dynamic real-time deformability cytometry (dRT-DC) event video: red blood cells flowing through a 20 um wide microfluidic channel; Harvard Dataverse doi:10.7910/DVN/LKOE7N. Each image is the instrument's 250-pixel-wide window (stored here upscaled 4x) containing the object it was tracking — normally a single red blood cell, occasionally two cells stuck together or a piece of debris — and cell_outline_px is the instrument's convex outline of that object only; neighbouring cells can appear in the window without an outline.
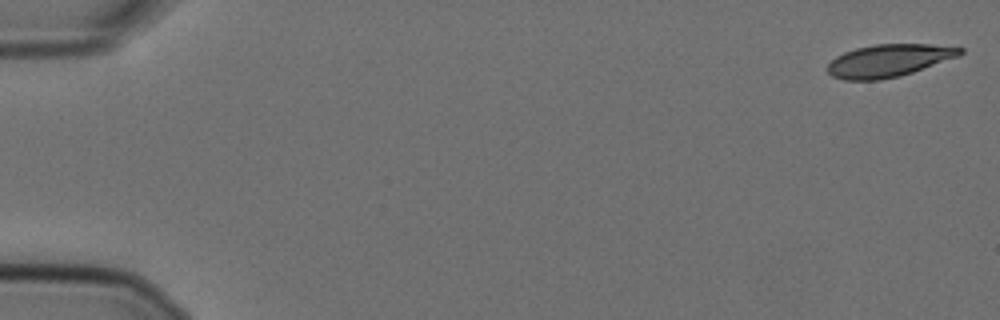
{"species": "Egyptian fruit bat (a non-hibernating species)", "species_latin": "Rousettus aegyptiacus", "temperature_condition": "cold", "stored_images_in_passage": 56, "camera_frame_rate_fps": 3000, "um_per_image_px": 0.085, "animal": {"sex": "female"}, "frame": {"image": 1, "passage_image": 1, "time_ms": 0.0, "image_size_px": [1000, 320], "cell_outline_px": [[964, 52], [960, 56], [900, 76], [880, 80], [844, 80], [832, 76], [828, 72], [828, 64], [836, 56], [844, 52], [856, 48], [876, 44], [932, 44], [964, 48]], "centroid_in_image_um": [75.56, 5.15], "position_along_channel_um": 9.4, "area_um2": 25.14}}
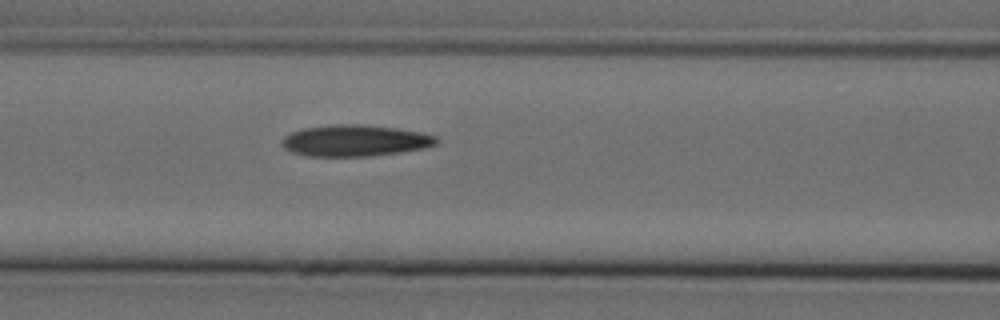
{"frame": {"image": 2, "passage_image": 24, "time_ms": 7.667, "image_size_px": [1000, 320], "cell_outline_px": [[440, 140], [436, 144], [424, 148], [400, 152], [372, 156], [308, 156], [292, 152], [284, 148], [280, 144], [280, 140], [284, 136], [292, 132], [304, 128], [332, 124], [364, 124], [396, 128], [420, 132], [436, 136]], "centroid_in_image_um": [30.16, 11.95], "position_along_channel_um": 136.4, "area_um2": 28.44}}
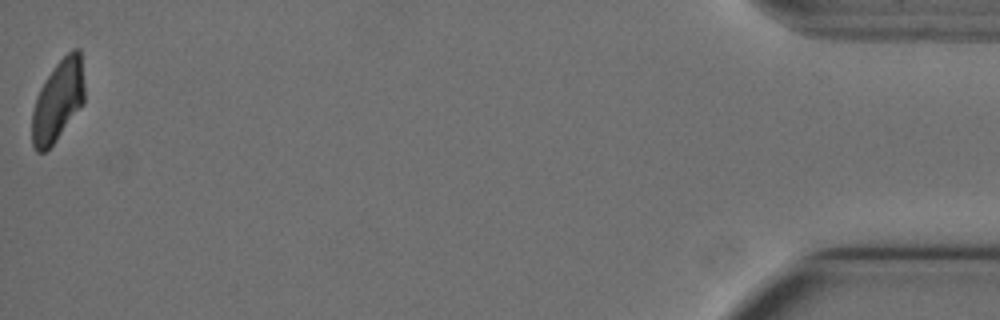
{"frame": {"image": 3, "passage_image": 56, "time_ms": 18.333, "image_size_px": [1000, 320], "cell_outline_px": [[84, 104], [56, 140], [44, 152], [36, 152], [32, 144], [32, 112], [36, 96], [44, 80], [56, 64], [72, 48], [80, 48], [84, 84]], "centroid_in_image_um": [4.93, 8.55], "position_along_channel_um": 430.3, "area_um2": 24.91}, "authors_computed_cell_mechanics": {"area_um2": 27.5995, "velocity_mm_per_s": 3.6018, "shape_relaxation_time_tau1_ms": 6.7453, "shape_relaxation_time_tau2_ms": 10.5142, "deformation_change_tau1": 0.1535, "deformation_change_tau2": 0.1954}}